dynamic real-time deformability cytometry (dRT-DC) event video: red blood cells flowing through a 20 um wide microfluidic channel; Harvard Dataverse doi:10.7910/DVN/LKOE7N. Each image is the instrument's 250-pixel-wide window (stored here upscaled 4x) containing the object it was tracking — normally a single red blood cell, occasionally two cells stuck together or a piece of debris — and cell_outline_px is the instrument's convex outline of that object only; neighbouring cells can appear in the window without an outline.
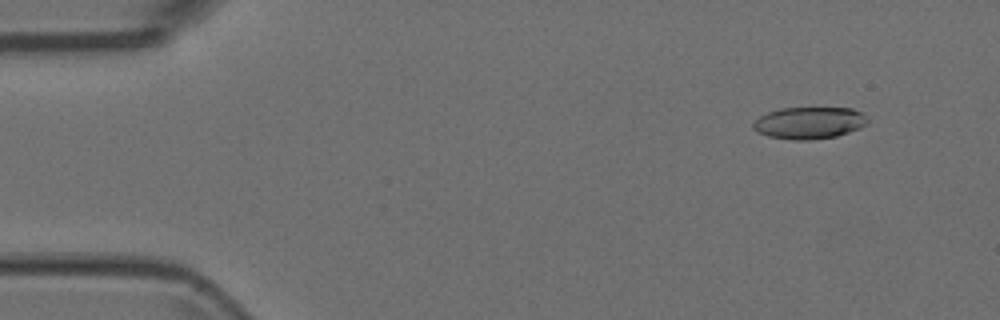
{"species": "Egyptian fruit bat (a non-hibernating species)", "species_latin": "Rousettus aegyptiacus", "temperature_condition": "room temperature", "stored_images_in_passage": 5, "camera_frame_rate_fps": 3000, "um_per_image_px": 0.085, "animal": {"sex": "female"}, "frame": {"image": 1, "passage_image": 2, "time_ms": 0.333, "image_size_px": [1000, 320], "cell_outline_px": [[868, 124], [860, 128], [836, 136], [808, 140], [792, 140], [768, 136], [756, 132], [752, 128], [752, 124], [760, 116], [768, 112], [780, 108], [852, 108], [860, 112], [868, 120]], "centroid_in_image_um": [68.76, 10.45], "position_along_channel_um": 16.2, "area_um2": 21.27}}
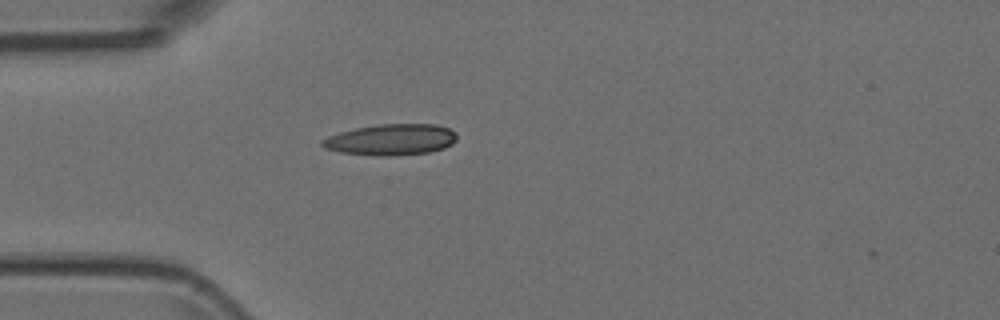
{"frame": {"image": 2, "passage_image": 5, "time_ms": 1.333, "image_size_px": [1000, 320], "cell_outline_px": [[456, 140], [452, 144], [444, 148], [428, 152], [388, 156], [376, 156], [340, 152], [324, 148], [320, 144], [320, 140], [328, 136], [340, 132], [356, 128], [380, 124], [436, 124], [448, 128], [456, 132]], "centroid_in_image_um": [33.22, 11.87], "position_along_channel_um": 51.8, "area_um2": 24.45}}